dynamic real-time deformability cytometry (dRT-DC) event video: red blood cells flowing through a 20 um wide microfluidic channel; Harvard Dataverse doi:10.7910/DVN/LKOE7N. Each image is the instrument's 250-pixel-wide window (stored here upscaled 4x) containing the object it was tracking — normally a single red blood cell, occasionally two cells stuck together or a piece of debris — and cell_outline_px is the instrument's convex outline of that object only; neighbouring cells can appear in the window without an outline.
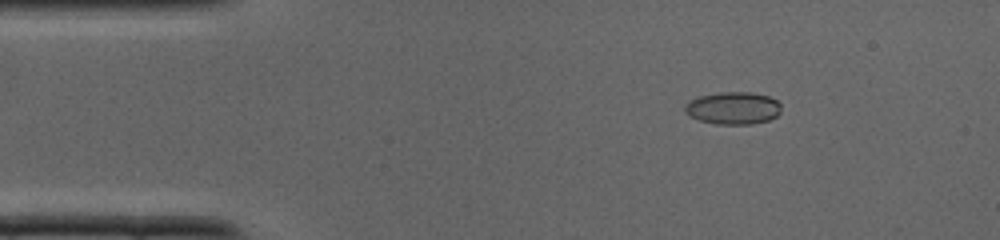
{"species": "common noctule bat (a hibernating species)", "species_latin": "Nyctalus noctula", "temperature_condition": "cold", "stored_images_in_passage": 36, "camera_frame_rate_fps": 3000, "um_per_image_px": 0.085, "animal": {"sex": "male", "body_mass_g": 19.0, "forearm_length_mm": 50.8}, "frame": {"image": 1, "passage_image": 5, "time_ms": 1.333, "image_size_px": [1000, 240], "cell_outline_px": [[780, 112], [776, 116], [768, 120], [752, 124], [716, 124], [700, 120], [684, 112], [684, 108], [692, 100], [700, 96], [720, 92], [748, 92], [768, 96], [776, 100], [780, 104]], "centroid_in_image_um": [62.34, 9.19], "position_along_channel_um": 22.7, "area_um2": 17.92}}
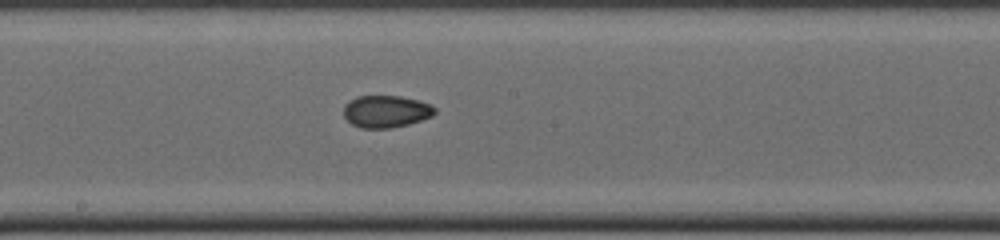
{"frame": {"image": 2, "passage_image": 19, "time_ms": 6.0, "image_size_px": [1000, 240], "cell_outline_px": [[436, 112], [432, 116], [408, 124], [392, 128], [360, 128], [352, 124], [344, 116], [344, 104], [348, 100], [356, 96], [400, 96], [416, 100], [428, 104], [436, 108]], "centroid_in_image_um": [32.77, 9.47], "position_along_channel_um": 215.4, "area_um2": 17.05}}
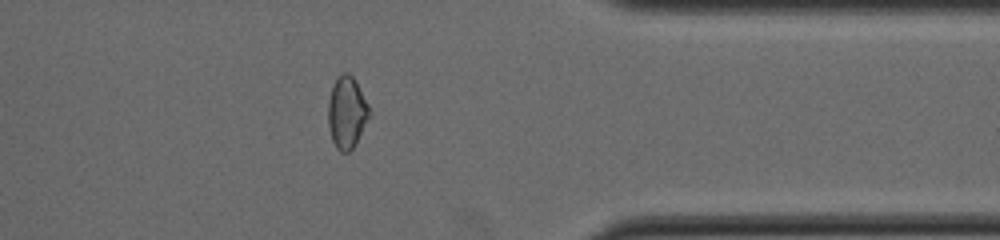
{"frame": {"image": 3, "passage_image": 29, "time_ms": 9.333, "image_size_px": [1000, 240], "cell_outline_px": [[372, 116], [352, 148], [348, 152], [340, 152], [336, 148], [332, 140], [328, 124], [328, 100], [332, 84], [344, 72], [348, 72], [356, 80], [372, 112]], "centroid_in_image_um": [29.5, 9.55], "position_along_channel_um": 381.9, "area_um2": 17.51}}